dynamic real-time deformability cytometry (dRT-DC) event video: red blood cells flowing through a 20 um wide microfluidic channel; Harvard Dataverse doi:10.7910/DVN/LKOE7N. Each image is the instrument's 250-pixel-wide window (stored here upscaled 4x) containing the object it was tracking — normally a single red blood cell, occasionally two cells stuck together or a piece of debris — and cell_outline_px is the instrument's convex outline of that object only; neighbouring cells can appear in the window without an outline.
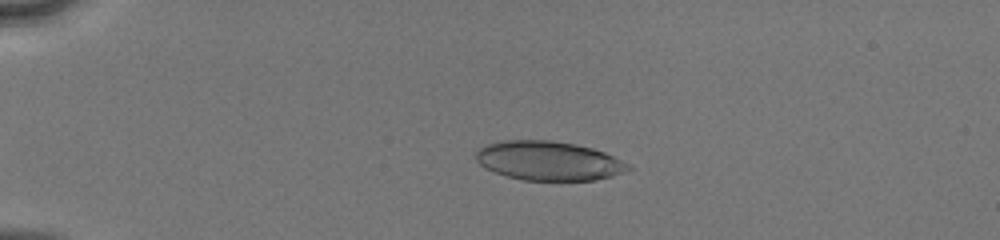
{"species": "human", "species_latin": "Homo sapiens", "temperature_condition": "cold", "stored_images_in_passage": 50, "camera_frame_rate_fps": 3000, "um_per_image_px": 0.085, "donor": {"sex": "male"}, "frame": {"image": 1, "passage_image": 12, "time_ms": 3.667, "image_size_px": [1000, 240], "cell_outline_px": [[632, 168], [628, 172], [596, 180], [524, 180], [508, 176], [484, 168], [476, 160], [476, 148], [488, 144], [504, 140], [552, 140], [576, 144], [592, 148], [604, 152], [628, 164]], "centroid_in_image_um": [46.63, 13.66], "position_along_channel_um": 38.4, "area_um2": 34.8}}
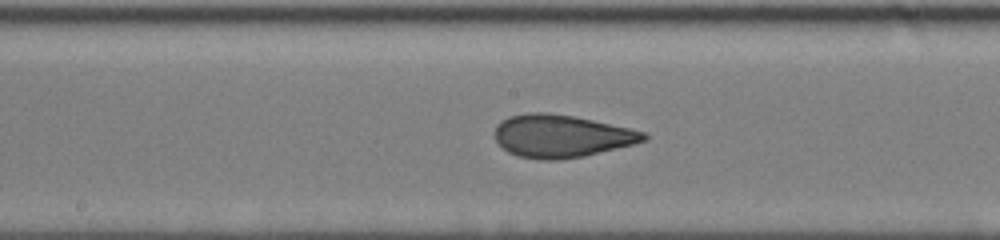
{"frame": {"image": 2, "passage_image": 28, "time_ms": 9.0, "image_size_px": [1000, 240], "cell_outline_px": [[648, 140], [584, 156], [556, 160], [540, 160], [516, 156], [508, 152], [496, 140], [496, 124], [500, 120], [508, 116], [528, 112], [548, 112], [572, 116], [592, 120], [628, 128], [644, 132], [648, 136]], "centroid_in_image_um": [47.67, 11.56], "position_along_channel_um": 200.5, "area_um2": 36.88}}
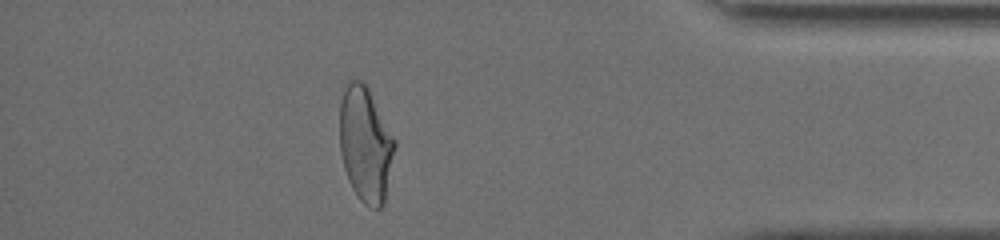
{"frame": {"image": 3, "passage_image": 45, "time_ms": 14.667, "image_size_px": [1000, 240], "cell_outline_px": [[396, 148], [384, 204], [380, 208], [372, 208], [364, 204], [360, 200], [352, 188], [348, 180], [344, 168], [340, 152], [340, 104], [344, 80], [360, 80], [368, 84], [396, 140]], "centroid_in_image_um": [31.07, 12.21], "position_along_channel_um": 404.1, "area_um2": 37.86}, "authors_computed_cell_mechanics": {"area_um2": 36.5296, "velocity_mm_per_s": 4.1137, "shape_relaxation_time_tau1_ms": 10.4117, "shape_relaxation_time_tau2_ms": 0.9488, "deformation_change_tau1": 0.2619, "deformation_change_tau2": 0.0741}}